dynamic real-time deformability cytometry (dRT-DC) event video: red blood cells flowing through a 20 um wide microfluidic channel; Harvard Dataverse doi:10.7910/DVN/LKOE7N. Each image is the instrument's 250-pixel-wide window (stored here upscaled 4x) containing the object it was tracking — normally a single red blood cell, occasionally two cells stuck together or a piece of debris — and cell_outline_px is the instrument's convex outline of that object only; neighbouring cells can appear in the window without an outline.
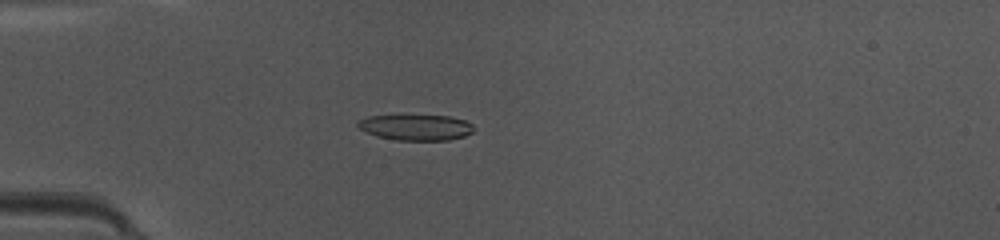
{"species": "common noctule bat (a hibernating species)", "species_latin": "Nyctalus noctula", "temperature_condition": "warm", "stored_images_in_passage": 48, "camera_frame_rate_fps": 3000, "um_per_image_px": 0.085, "animal": {"sex": "female", "body_mass_g": 10.0, "forearm_length_mm": 53.1}, "frame": {"image": 1, "passage_image": 14, "time_ms": 4.333, "image_size_px": [1000, 240], "cell_outline_px": [[472, 132], [464, 136], [448, 140], [396, 140], [376, 136], [360, 128], [356, 124], [356, 120], [368, 116], [448, 116], [464, 120], [472, 124]], "centroid_in_image_um": [35.32, 10.83], "position_along_channel_um": 49.7, "area_um2": 17.17}}
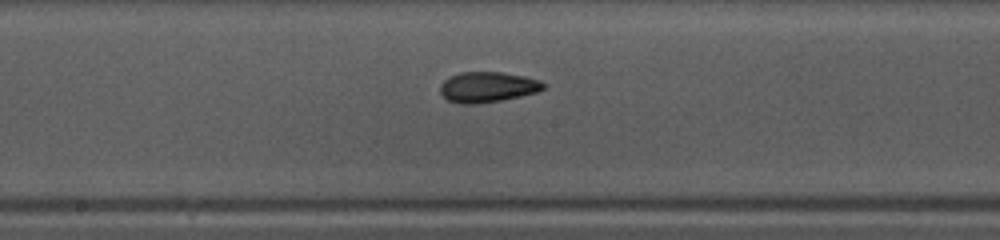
{"frame": {"image": 2, "passage_image": 26, "time_ms": 8.333, "image_size_px": [1000, 240], "cell_outline_px": [[544, 88], [536, 92], [520, 96], [500, 100], [472, 104], [460, 104], [448, 100], [440, 92], [440, 84], [444, 80], [460, 72], [500, 72], [524, 76], [540, 80], [544, 84]], "centroid_in_image_um": [41.42, 7.39], "position_along_channel_um": 206.8, "area_um2": 18.09}}
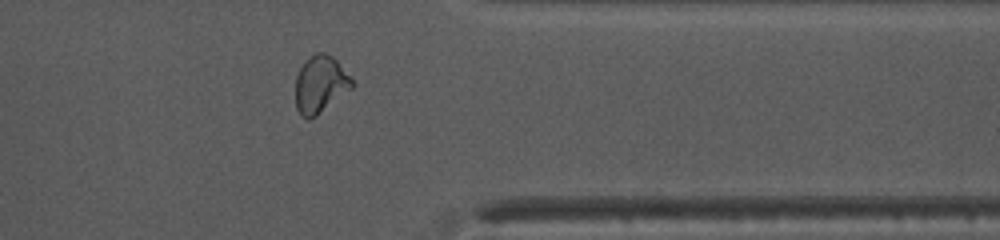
{"frame": {"image": 3, "passage_image": 39, "time_ms": 12.667, "image_size_px": [1000, 240], "cell_outline_px": [[356, 84], [352, 88], [316, 116], [308, 120], [300, 116], [296, 108], [296, 76], [300, 68], [316, 52], [324, 52], [332, 56], [352, 76]], "centroid_in_image_um": [27.26, 7.19], "position_along_channel_um": 384.1, "area_um2": 18.9}, "authors_computed_cell_mechanics": {"area_um2": 18.2648, "velocity_mm_per_s": 4.2349, "shape_relaxation_time_tau1_ms": 3.3478, "shape_relaxation_time_tau2_ms": 2.3531, "deformation_change_tau1": 0.1685, "deformation_change_tau2": 0.0726}}